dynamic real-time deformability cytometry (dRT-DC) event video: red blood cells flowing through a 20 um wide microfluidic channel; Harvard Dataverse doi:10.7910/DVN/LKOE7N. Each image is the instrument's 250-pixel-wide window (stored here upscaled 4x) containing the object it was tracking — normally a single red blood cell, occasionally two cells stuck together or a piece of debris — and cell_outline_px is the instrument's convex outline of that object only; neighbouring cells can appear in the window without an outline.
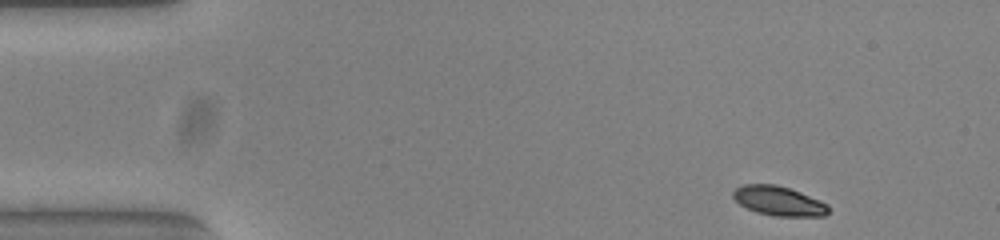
{"species": "common noctule bat (a hibernating species)", "species_latin": "Nyctalus noctula", "temperature_condition": "warm", "stored_images_in_passage": 49, "camera_frame_rate_fps": 3000, "um_per_image_px": 0.085, "animal": {"sex": "female", "body_mass_g": 23.0, "forearm_length_mm": 53.4}, "frame": {"image": 1, "passage_image": 1, "time_ms": 0.0, "image_size_px": [1000, 240], "cell_outline_px": [[828, 212], [824, 216], [776, 216], [756, 212], [740, 204], [732, 196], [732, 192], [736, 188], [744, 184], [776, 184], [800, 192], [828, 204]], "centroid_in_image_um": [66.18, 17.08], "position_along_channel_um": 18.8, "area_um2": 16.18}}
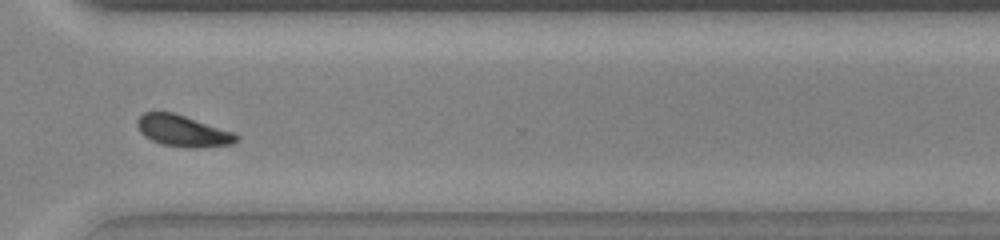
{"frame": {"image": 2, "passage_image": 35, "time_ms": 11.333, "image_size_px": [1000, 240], "cell_outline_px": [[240, 140], [232, 144], [196, 148], [192, 148], [164, 144], [152, 140], [144, 136], [140, 132], [136, 124], [136, 120], [144, 112], [172, 112], [232, 132], [240, 136]], "centroid_in_image_um": [15.53, 11.13], "position_along_channel_um": 355.1, "area_um2": 17.86}}
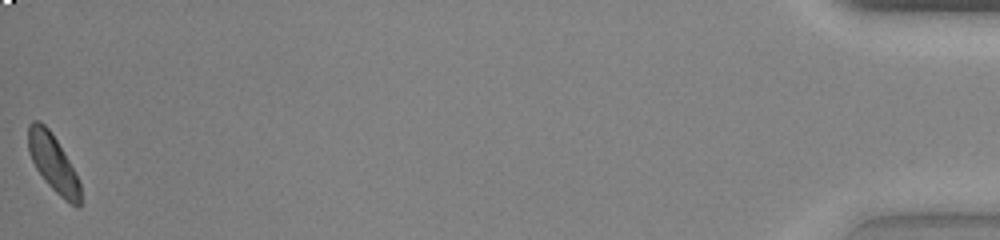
{"frame": {"image": 3, "passage_image": 49, "time_ms": 16.0, "image_size_px": [1000, 240], "cell_outline_px": [[80, 208], [76, 208], [64, 200], [44, 180], [36, 168], [28, 152], [28, 124], [32, 120], [40, 120], [52, 132], [68, 160], [80, 184]], "centroid_in_image_um": [4.49, 13.85], "position_along_channel_um": 430.7, "area_um2": 17.28}, "authors_computed_cell_mechanics": {"area_um2": 17.7446, "velocity_mm_per_s": 3.8041, "shape_relaxation_time_tau1_ms": 5.2145, "shape_relaxation_time_tau2_ms": null, "deformation_change_tau1": 0.1673, "deformation_change_tau2": null}}